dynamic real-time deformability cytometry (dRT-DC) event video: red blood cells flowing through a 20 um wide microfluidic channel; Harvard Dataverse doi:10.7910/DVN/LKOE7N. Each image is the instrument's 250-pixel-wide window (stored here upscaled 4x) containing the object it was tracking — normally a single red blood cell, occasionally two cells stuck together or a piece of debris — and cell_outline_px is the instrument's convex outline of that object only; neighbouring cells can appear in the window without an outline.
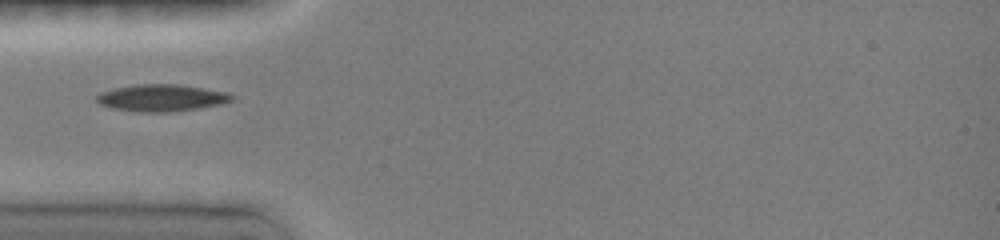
{"species": "common noctule bat (a hibernating species)", "species_latin": "Nyctalus noctula", "temperature_condition": "room temperature", "stored_images_in_passage": 37, "camera_frame_rate_fps": 3000, "um_per_image_px": 0.085, "animal": {"sex": "female", "body_mass_g": 19.0, "forearm_length_mm": 51.5}, "frame": {"image": 1, "passage_image": 1, "time_ms": 0.0, "image_size_px": [1000, 240], "cell_outline_px": [[232, 100], [220, 104], [172, 112], [140, 112], [112, 108], [100, 104], [96, 100], [96, 96], [100, 92], [116, 88], [140, 84], [172, 84], [200, 88], [224, 92], [232, 96]], "centroid_in_image_um": [13.65, 8.33], "position_along_channel_um": 71.3, "area_um2": 20.69}}
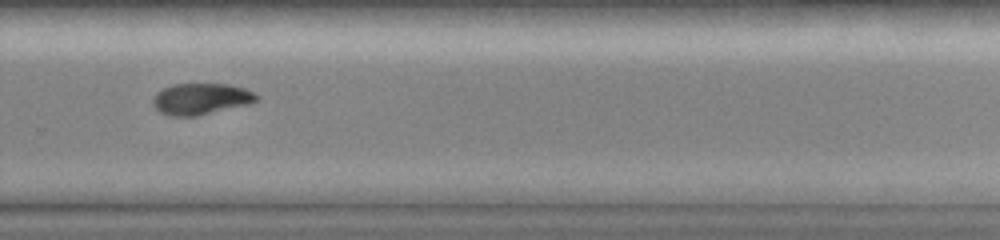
{"frame": {"image": 2, "passage_image": 31, "time_ms": 6.0, "image_size_px": [1000, 240], "cell_outline_px": [[260, 96], [256, 100], [248, 104], [196, 116], [168, 116], [160, 112], [152, 104], [152, 100], [156, 92], [164, 88], [176, 84], [228, 84], [244, 88]], "centroid_in_image_um": [17.05, 8.41], "position_along_channel_um": 312.8, "area_um2": 18.79}}
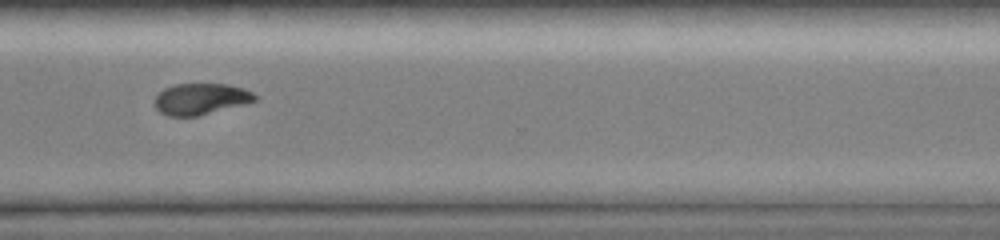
{"frame": {"image": 3, "passage_image": 36, "time_ms": 7.0, "image_size_px": [1000, 240], "cell_outline_px": [[256, 100], [196, 116], [168, 116], [160, 112], [156, 108], [156, 96], [164, 88], [176, 84], [228, 84], [244, 88], [252, 92], [256, 96]], "centroid_in_image_um": [17.04, 8.4], "position_along_channel_um": 353.6, "area_um2": 17.86}}